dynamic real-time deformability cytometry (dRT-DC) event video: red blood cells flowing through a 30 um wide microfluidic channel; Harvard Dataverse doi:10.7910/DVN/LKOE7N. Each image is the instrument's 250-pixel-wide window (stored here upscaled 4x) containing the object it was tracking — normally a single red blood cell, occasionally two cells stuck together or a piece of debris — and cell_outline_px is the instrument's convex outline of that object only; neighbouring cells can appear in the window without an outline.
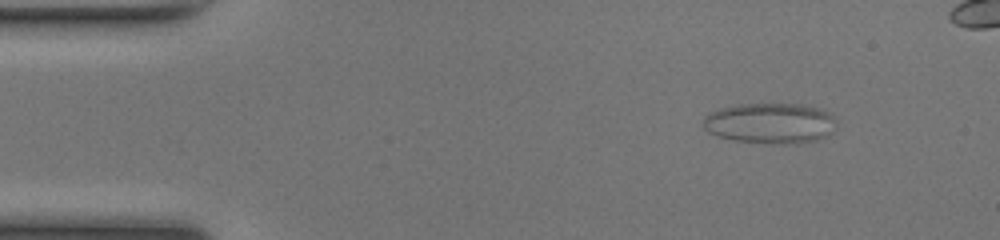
{"species": "common noctule bat (a hibernating species)", "species_latin": "Nyctalus noctula", "temperature_condition": "room temperature", "stored_images_in_passage": 46, "segment_of_instrument_passage": [1, 2], "camera_frame_rate_fps": 3000, "um_per_image_px": 0.085, "animal": {"sex": "female", "body_mass_g": 17.0, "forearm_length_mm": 48.0}, "frame": {"image": 1, "passage_image": 6, "time_ms": 1.667, "image_size_px": [1000, 240], "cell_outline_px": [[836, 128], [828, 136], [816, 140], [796, 144], [772, 144], [736, 140], [716, 136], [708, 132], [704, 128], [704, 116], [708, 112], [720, 108], [736, 104], [804, 104], [824, 108], [836, 116]], "centroid_in_image_um": [65.53, 10.47], "position_along_channel_um": 19.5, "area_um2": 32.25}}
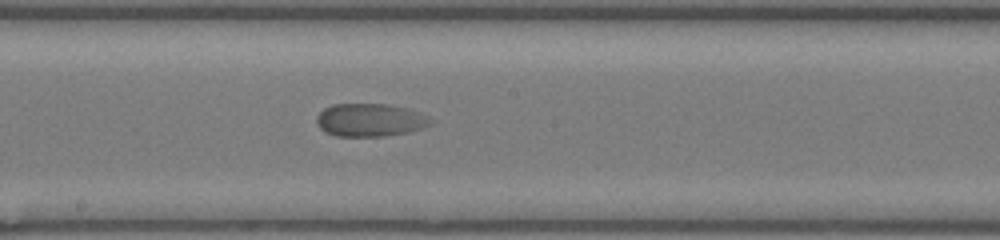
{"frame": {"image": 2, "passage_image": 27, "time_ms": 8.667, "image_size_px": [1000, 240], "cell_outline_px": [[432, 124], [408, 132], [384, 136], [336, 136], [320, 128], [316, 120], [316, 116], [324, 108], [332, 104], [388, 104], [408, 108], [428, 116], [432, 120]], "centroid_in_image_um": [31.45, 10.19], "position_along_channel_um": 216.7, "area_um2": 21.85}}
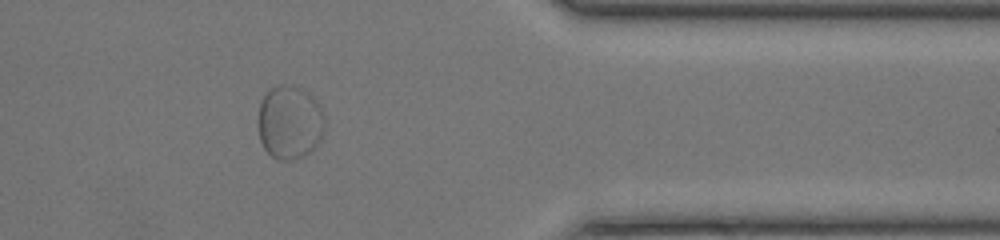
{"frame": {"image": 3, "passage_image": 41, "time_ms": 13.333, "image_size_px": [1000, 240], "cell_outline_px": [[324, 132], [320, 140], [308, 152], [292, 160], [276, 160], [264, 148], [260, 140], [256, 124], [256, 120], [260, 104], [268, 88], [280, 84], [292, 84], [308, 92], [320, 104], [324, 112]], "centroid_in_image_um": [24.6, 10.36], "position_along_channel_um": 386.8, "area_um2": 29.13}}